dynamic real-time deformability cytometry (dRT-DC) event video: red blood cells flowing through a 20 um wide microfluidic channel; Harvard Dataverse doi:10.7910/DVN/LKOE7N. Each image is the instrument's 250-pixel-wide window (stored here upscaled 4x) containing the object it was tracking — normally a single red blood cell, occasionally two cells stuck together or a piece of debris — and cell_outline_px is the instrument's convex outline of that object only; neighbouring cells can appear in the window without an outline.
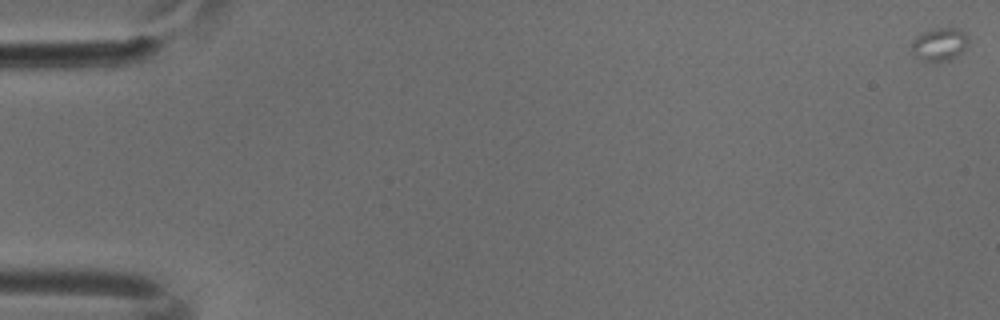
{"species": "common noctule bat (a hibernating species)", "species_latin": "Nyctalus noctula", "temperature_condition": "cold", "stored_images_in_passage": 17, "camera_frame_rate_fps": 3000, "um_per_image_px": 0.085, "animal": {"sex": "male", "body_mass_g": 18.8}, "frame": {"image": 1, "passage_image": 1, "time_ms": 0.0, "image_size_px": [1000, 320], "cell_outline_px": [[968, 44], [952, 60], [936, 64], [924, 64], [912, 52], [912, 40], [916, 36], [932, 28], [960, 28], [968, 36]], "centroid_in_image_um": [79.83, 3.82], "position_along_channel_um": 5.2, "area_um2": 11.44}}